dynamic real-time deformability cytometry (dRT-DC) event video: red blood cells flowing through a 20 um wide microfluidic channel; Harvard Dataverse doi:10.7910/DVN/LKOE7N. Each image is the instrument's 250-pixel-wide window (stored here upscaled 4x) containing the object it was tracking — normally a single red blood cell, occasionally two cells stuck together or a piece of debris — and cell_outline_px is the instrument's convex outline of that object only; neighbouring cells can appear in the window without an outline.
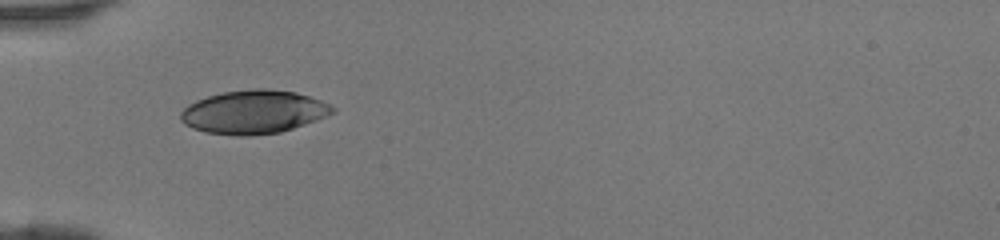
{"species": "human", "species_latin": "Homo sapiens", "temperature_condition": "room temperature", "stored_images_in_passage": 31, "camera_frame_rate_fps": 3000, "um_per_image_px": 0.085, "donor": {"sex": "female"}, "frame": {"image": 1, "passage_image": 1, "time_ms": 0.0, "image_size_px": [1000, 240], "cell_outline_px": [[336, 112], [328, 116], [280, 132], [252, 136], [236, 136], [204, 132], [192, 128], [184, 124], [180, 120], [180, 112], [188, 104], [196, 100], [208, 96], [224, 92], [252, 88], [268, 88], [296, 92], [332, 104], [336, 108]], "centroid_in_image_um": [21.56, 9.52], "position_along_channel_um": 63.4, "area_um2": 38.84}}
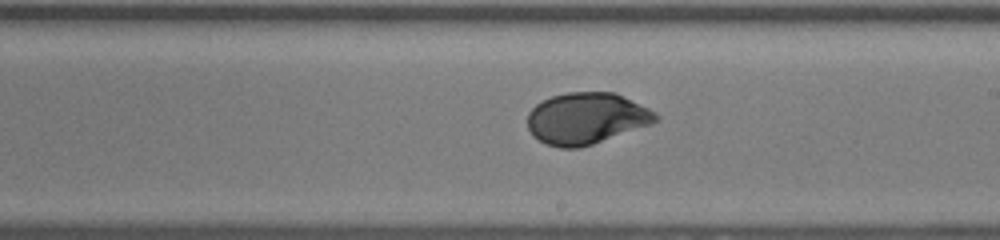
{"frame": {"image": 2, "passage_image": 13, "time_ms": 4.0, "image_size_px": [1000, 240], "cell_outline_px": [[660, 116], [652, 124], [580, 148], [560, 148], [548, 144], [532, 136], [528, 128], [528, 112], [536, 104], [552, 96], [568, 92], [616, 92], [656, 112]], "centroid_in_image_um": [49.84, 10.06], "position_along_channel_um": 239.2, "area_um2": 38.38}}
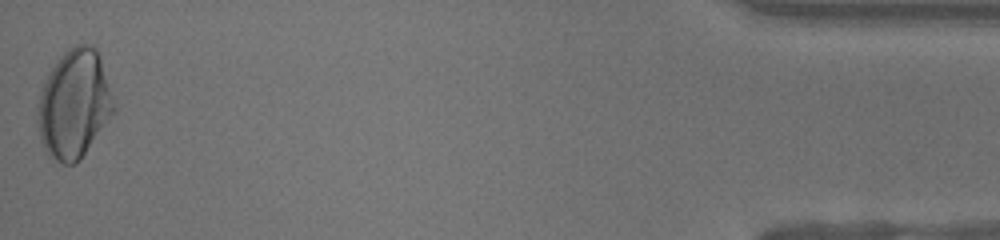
{"frame": {"image": 3, "passage_image": 31, "time_ms": 10.0, "image_size_px": [1000, 240], "cell_outline_px": [[116, 112], [80, 160], [76, 164], [60, 164], [48, 156], [44, 152], [40, 140], [36, 120], [36, 108], [40, 92], [52, 68], [60, 56], [68, 48], [76, 44], [92, 44], [96, 48], [100, 56], [116, 104]], "centroid_in_image_um": [6.31, 8.89], "position_along_channel_um": 428.9, "area_um2": 49.07}}